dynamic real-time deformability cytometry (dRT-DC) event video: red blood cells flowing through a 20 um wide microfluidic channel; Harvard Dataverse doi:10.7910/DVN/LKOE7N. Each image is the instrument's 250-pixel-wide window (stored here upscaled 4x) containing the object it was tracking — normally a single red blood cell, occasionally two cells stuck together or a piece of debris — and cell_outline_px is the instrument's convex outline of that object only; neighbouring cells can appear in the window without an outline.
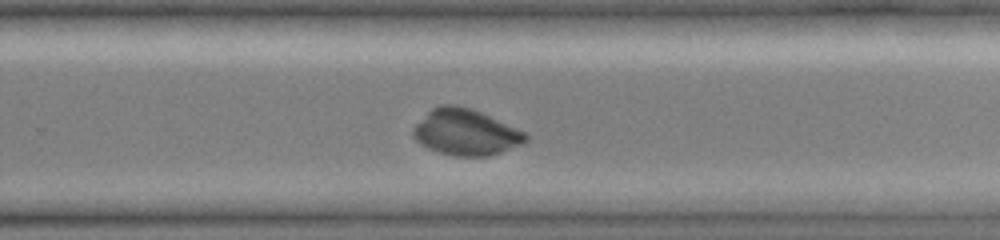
{"species": "common noctule bat (a hibernating species)", "species_latin": "Nyctalus noctula", "temperature_condition": "cold", "stored_images_in_passage": 34, "camera_frame_rate_fps": 3000, "um_per_image_px": 0.085, "animal": {"sex": "female", "body_mass_g": 19.0, "forearm_length_mm": 51.5}, "frame": {"image": 1, "passage_image": 24, "time_ms": 7.667, "image_size_px": [1000, 240], "cell_outline_px": [[528, 140], [520, 144], [500, 152], [488, 156], [456, 156], [440, 152], [428, 148], [416, 140], [412, 132], [416, 124], [432, 108], [440, 104], [456, 104], [480, 112], [524, 132], [528, 136]], "centroid_in_image_um": [39.56, 11.24], "position_along_channel_um": 290.2, "area_um2": 29.59}}
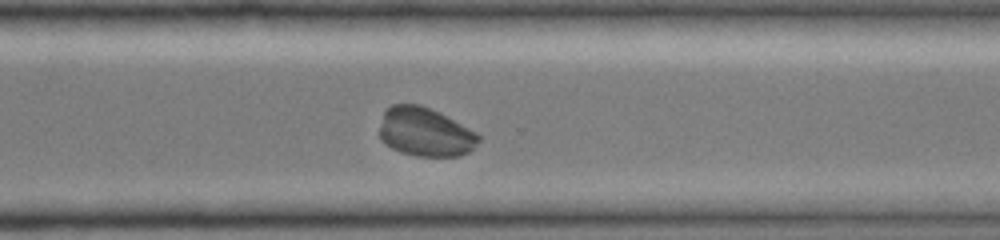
{"frame": {"image": 2, "passage_image": 27, "time_ms": 8.667, "image_size_px": [1000, 240], "cell_outline_px": [[480, 140], [468, 152], [460, 156], [416, 156], [400, 152], [392, 148], [380, 140], [380, 128], [384, 112], [392, 104], [420, 104], [476, 132], [480, 136]], "centroid_in_image_um": [36.11, 11.24], "position_along_channel_um": 334.5, "area_um2": 27.74}}
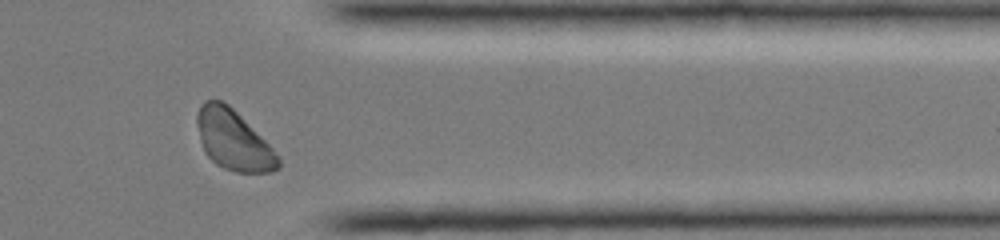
{"frame": {"image": 3, "passage_image": 31, "time_ms": 10.0, "image_size_px": [1000, 240], "cell_outline_px": [[280, 168], [272, 172], [236, 172], [224, 168], [216, 164], [204, 152], [200, 140], [196, 124], [196, 116], [200, 104], [204, 100], [220, 100], [228, 104], [280, 156]], "centroid_in_image_um": [19.82, 11.91], "position_along_channel_um": 391.6, "area_um2": 28.21}}